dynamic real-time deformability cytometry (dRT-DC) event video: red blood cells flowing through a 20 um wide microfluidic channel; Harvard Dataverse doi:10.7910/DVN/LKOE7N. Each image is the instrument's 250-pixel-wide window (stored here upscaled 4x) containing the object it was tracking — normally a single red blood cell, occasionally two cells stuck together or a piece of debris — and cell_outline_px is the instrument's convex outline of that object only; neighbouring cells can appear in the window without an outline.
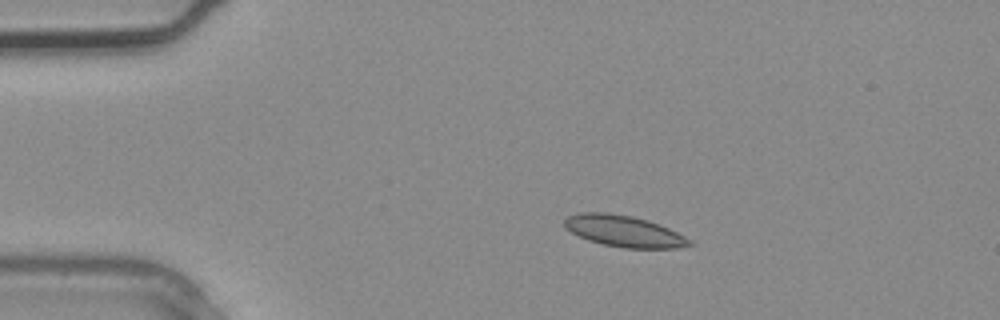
{"species": "common noctule bat (a hibernating species)", "species_latin": "Nyctalus noctula", "temperature_condition": "warm", "stored_images_in_passage": 2, "camera_frame_rate_fps": 3000, "um_per_image_px": 0.085, "animal": {"sex": "male", "body_mass_g": 20.4}, "frame": {"image": 1, "passage_image": 1, "time_ms": 0.0, "image_size_px": [1000, 320], "cell_outline_px": [[696, 244], [676, 248], [624, 248], [604, 244], [588, 240], [564, 228], [564, 220], [568, 216], [580, 212], [608, 212], [632, 216], [648, 220], [668, 228], [692, 240]], "centroid_in_image_um": [53.04, 19.64], "position_along_channel_um": 32.0, "area_um2": 22.83}}
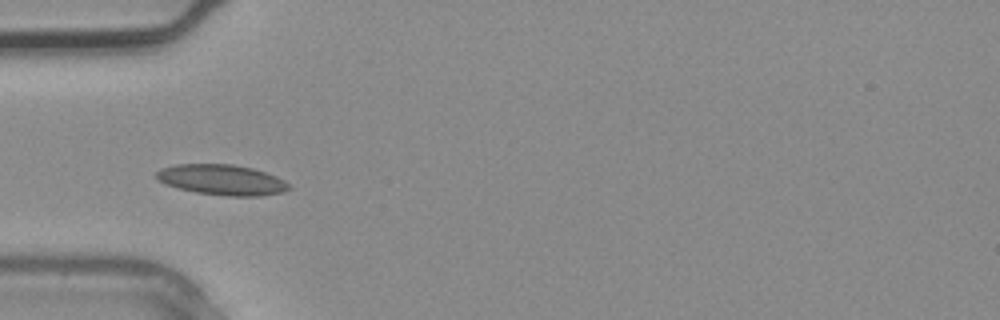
{"frame": {"image": 2, "passage_image": 2, "time_ms": 0.333, "image_size_px": [1000, 320], "cell_outline_px": [[292, 188], [284, 192], [260, 196], [228, 196], [196, 192], [164, 184], [156, 180], [156, 172], [160, 168], [176, 164], [232, 164], [252, 168], [276, 176], [292, 184]], "centroid_in_image_um": [18.88, 15.28], "position_along_channel_um": 66.1, "area_um2": 23.7}}